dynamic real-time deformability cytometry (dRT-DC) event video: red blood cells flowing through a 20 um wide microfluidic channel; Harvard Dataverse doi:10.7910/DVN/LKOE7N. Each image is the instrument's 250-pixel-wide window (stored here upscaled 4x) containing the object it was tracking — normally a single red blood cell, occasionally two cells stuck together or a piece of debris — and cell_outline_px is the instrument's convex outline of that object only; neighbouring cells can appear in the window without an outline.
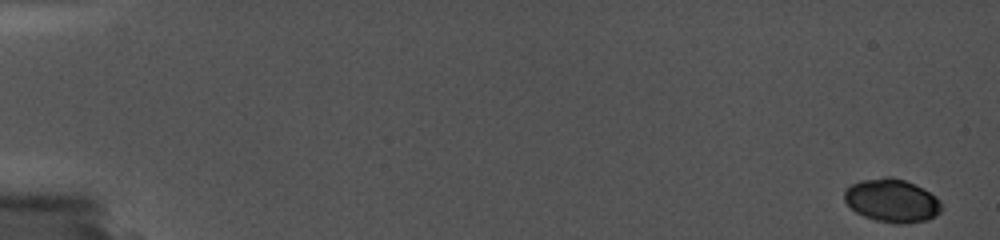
{"species": "common noctule bat (a hibernating species)", "species_latin": "Nyctalus noctula", "temperature_condition": "cold", "stored_images_in_passage": 4, "camera_frame_rate_fps": 5000, "um_per_image_px": 0.085, "animal": {"sex": "female", "body_mass_g": 19.0, "forearm_length_mm": 56.7}, "frame": {"image": 1, "passage_image": 4, "time_ms": 1.4, "image_size_px": [1000, 240], "cell_outline_px": [[944, 208], [936, 216], [928, 220], [900, 224], [896, 224], [876, 220], [864, 216], [856, 212], [844, 200], [844, 188], [860, 180], [884, 176], [892, 176], [904, 180], [924, 188], [936, 196], [940, 200]], "centroid_in_image_um": [75.84, 17.04], "position_along_channel_um": 9.2, "area_um2": 24.85}}